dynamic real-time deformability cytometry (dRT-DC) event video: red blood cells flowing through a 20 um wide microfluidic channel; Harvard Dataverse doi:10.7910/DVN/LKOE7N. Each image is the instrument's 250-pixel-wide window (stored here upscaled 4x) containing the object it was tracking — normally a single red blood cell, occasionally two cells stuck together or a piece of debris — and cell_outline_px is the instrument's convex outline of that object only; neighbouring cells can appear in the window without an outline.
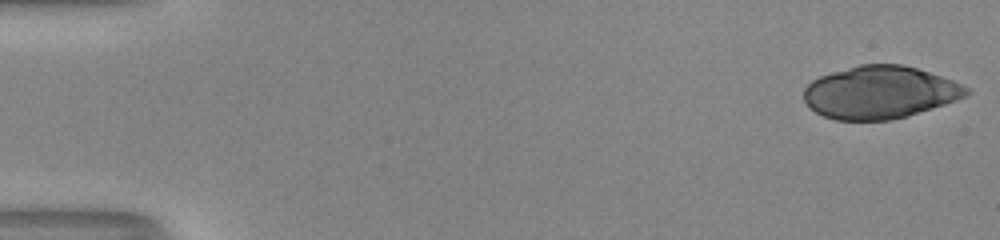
{"species": "human", "species_latin": "Homo sapiens", "temperature_condition": "room temperature", "stored_images_in_passage": 51, "camera_frame_rate_fps": 3000, "um_per_image_px": 0.085, "donor": {"sex": "male"}, "frame": {"image": 1, "passage_image": 1, "time_ms": 0.0, "image_size_px": [1000, 240], "cell_outline_px": [[972, 92], [964, 96], [944, 104], [904, 116], [888, 120], [836, 120], [824, 116], [816, 112], [804, 100], [804, 88], [812, 80], [820, 76], [832, 72], [860, 64], [900, 64], [916, 68], [952, 80], [968, 88]], "centroid_in_image_um": [74.75, 7.84], "position_along_channel_um": 10.2, "area_um2": 49.19}}
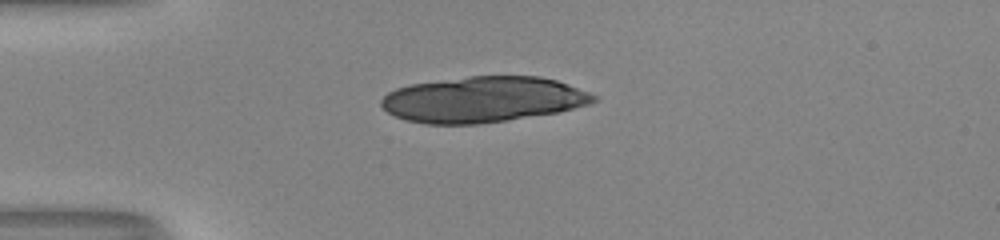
{"frame": {"image": 2, "passage_image": 14, "time_ms": 4.333, "image_size_px": [1000, 240], "cell_outline_px": [[596, 100], [588, 104], [556, 112], [504, 120], [476, 124], [428, 124], [408, 120], [396, 116], [388, 112], [380, 104], [380, 100], [388, 92], [396, 88], [412, 84], [468, 76], [540, 76], [556, 80], [568, 84], [588, 92], [596, 96]], "centroid_in_image_um": [41.02, 8.44], "position_along_channel_um": 44.0, "area_um2": 55.95}}